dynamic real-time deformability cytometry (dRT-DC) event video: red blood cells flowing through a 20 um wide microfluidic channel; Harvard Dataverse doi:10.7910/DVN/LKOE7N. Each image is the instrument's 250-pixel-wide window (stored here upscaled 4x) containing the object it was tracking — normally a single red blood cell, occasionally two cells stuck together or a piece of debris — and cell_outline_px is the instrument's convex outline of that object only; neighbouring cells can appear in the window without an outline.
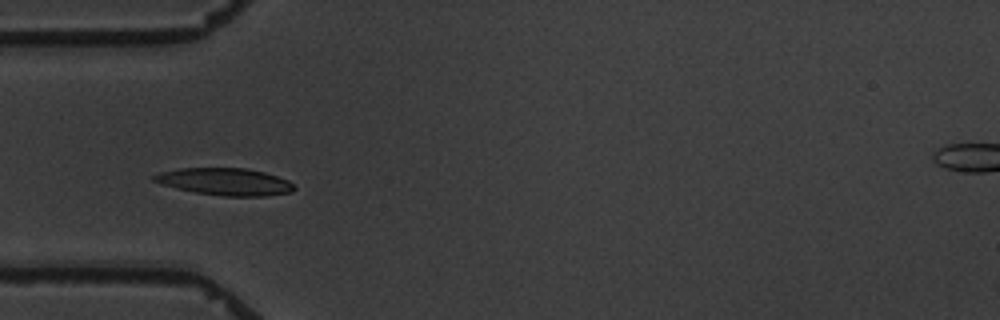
{"species": "common noctule bat (a hibernating species)", "species_latin": "Nyctalus noctula", "temperature_condition": "warm", "stored_images_in_passage": 4, "camera_frame_rate_fps": 3000, "um_per_image_px": 0.085, "animal": {"sex": "male", "body_mass_g": 19.5, "forearm_length_mm": 54.6}, "frame": {"image": 1, "passage_image": 3, "time_ms": 3.333, "image_size_px": [1000, 320], "cell_outline_px": [[296, 188], [292, 192], [264, 196], [224, 196], [196, 192], [176, 188], [160, 184], [152, 180], [152, 176], [160, 172], [180, 168], [248, 168], [264, 172], [288, 180]], "centroid_in_image_um": [19.12, 15.44], "position_along_channel_um": 65.9, "area_um2": 22.14}}
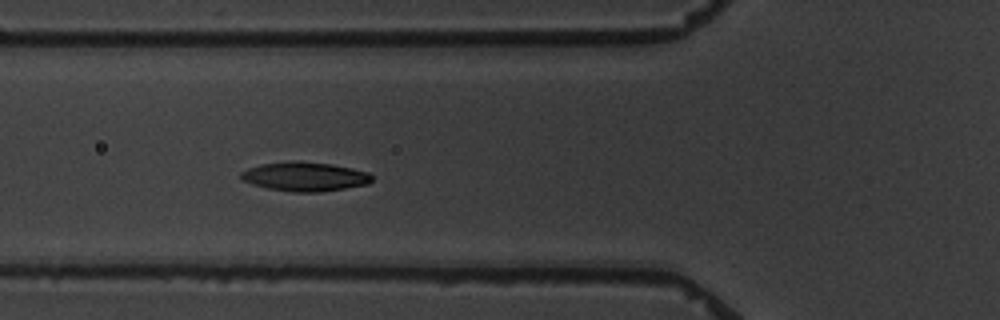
{"frame": {"image": 2, "passage_image": 4, "time_ms": 4.333, "image_size_px": [1000, 320], "cell_outline_px": [[372, 180], [368, 184], [320, 192], [292, 192], [268, 188], [252, 184], [244, 180], [240, 176], [240, 172], [248, 168], [260, 164], [288, 160], [296, 160], [332, 164], [352, 168], [368, 172], [372, 176]], "centroid_in_image_um": [25.9, 14.99], "position_along_channel_um": 99.9, "area_um2": 22.37}}